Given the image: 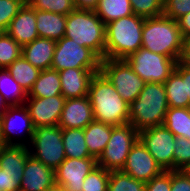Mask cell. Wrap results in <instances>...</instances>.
Segmentation results:
<instances>
[{
    "mask_svg": "<svg viewBox=\"0 0 190 191\" xmlns=\"http://www.w3.org/2000/svg\"><path fill=\"white\" fill-rule=\"evenodd\" d=\"M88 97L94 120L113 126L129 123V104L122 99L114 85L101 72L92 77Z\"/></svg>",
    "mask_w": 190,
    "mask_h": 191,
    "instance_id": "1",
    "label": "cell"
},
{
    "mask_svg": "<svg viewBox=\"0 0 190 191\" xmlns=\"http://www.w3.org/2000/svg\"><path fill=\"white\" fill-rule=\"evenodd\" d=\"M145 18L132 14L105 25V59H126L142 47Z\"/></svg>",
    "mask_w": 190,
    "mask_h": 191,
    "instance_id": "2",
    "label": "cell"
},
{
    "mask_svg": "<svg viewBox=\"0 0 190 191\" xmlns=\"http://www.w3.org/2000/svg\"><path fill=\"white\" fill-rule=\"evenodd\" d=\"M184 38L177 20L165 15L145 18L142 28V47L179 61Z\"/></svg>",
    "mask_w": 190,
    "mask_h": 191,
    "instance_id": "3",
    "label": "cell"
},
{
    "mask_svg": "<svg viewBox=\"0 0 190 191\" xmlns=\"http://www.w3.org/2000/svg\"><path fill=\"white\" fill-rule=\"evenodd\" d=\"M168 109L164 85L147 82L138 97L129 104V123L138 131L163 125Z\"/></svg>",
    "mask_w": 190,
    "mask_h": 191,
    "instance_id": "4",
    "label": "cell"
},
{
    "mask_svg": "<svg viewBox=\"0 0 190 191\" xmlns=\"http://www.w3.org/2000/svg\"><path fill=\"white\" fill-rule=\"evenodd\" d=\"M65 37L105 59V23L92 10L75 9L67 15Z\"/></svg>",
    "mask_w": 190,
    "mask_h": 191,
    "instance_id": "5",
    "label": "cell"
},
{
    "mask_svg": "<svg viewBox=\"0 0 190 191\" xmlns=\"http://www.w3.org/2000/svg\"><path fill=\"white\" fill-rule=\"evenodd\" d=\"M138 139L139 131L132 124L112 125L111 138L98 158L97 165L108 171L122 170L131 148Z\"/></svg>",
    "mask_w": 190,
    "mask_h": 191,
    "instance_id": "6",
    "label": "cell"
},
{
    "mask_svg": "<svg viewBox=\"0 0 190 191\" xmlns=\"http://www.w3.org/2000/svg\"><path fill=\"white\" fill-rule=\"evenodd\" d=\"M125 60L146 83L161 84L169 78L178 62L176 59L154 53L143 47L130 54Z\"/></svg>",
    "mask_w": 190,
    "mask_h": 191,
    "instance_id": "7",
    "label": "cell"
},
{
    "mask_svg": "<svg viewBox=\"0 0 190 191\" xmlns=\"http://www.w3.org/2000/svg\"><path fill=\"white\" fill-rule=\"evenodd\" d=\"M30 155L56 170L66 159L62 129L57 126L36 127L30 143Z\"/></svg>",
    "mask_w": 190,
    "mask_h": 191,
    "instance_id": "8",
    "label": "cell"
},
{
    "mask_svg": "<svg viewBox=\"0 0 190 191\" xmlns=\"http://www.w3.org/2000/svg\"><path fill=\"white\" fill-rule=\"evenodd\" d=\"M101 60L88 47H83L64 36L56 41L51 68L57 71L67 68H88L96 74L100 72Z\"/></svg>",
    "mask_w": 190,
    "mask_h": 191,
    "instance_id": "9",
    "label": "cell"
},
{
    "mask_svg": "<svg viewBox=\"0 0 190 191\" xmlns=\"http://www.w3.org/2000/svg\"><path fill=\"white\" fill-rule=\"evenodd\" d=\"M100 72L114 85L128 104L138 97L146 84L125 59H102Z\"/></svg>",
    "mask_w": 190,
    "mask_h": 191,
    "instance_id": "10",
    "label": "cell"
},
{
    "mask_svg": "<svg viewBox=\"0 0 190 191\" xmlns=\"http://www.w3.org/2000/svg\"><path fill=\"white\" fill-rule=\"evenodd\" d=\"M139 140L164 171L173 170L176 136L164 125L139 131Z\"/></svg>",
    "mask_w": 190,
    "mask_h": 191,
    "instance_id": "11",
    "label": "cell"
},
{
    "mask_svg": "<svg viewBox=\"0 0 190 191\" xmlns=\"http://www.w3.org/2000/svg\"><path fill=\"white\" fill-rule=\"evenodd\" d=\"M96 166L95 158H66L55 170V183L66 191H82L86 176Z\"/></svg>",
    "mask_w": 190,
    "mask_h": 191,
    "instance_id": "12",
    "label": "cell"
},
{
    "mask_svg": "<svg viewBox=\"0 0 190 191\" xmlns=\"http://www.w3.org/2000/svg\"><path fill=\"white\" fill-rule=\"evenodd\" d=\"M121 171L146 183L164 170L138 139L131 148Z\"/></svg>",
    "mask_w": 190,
    "mask_h": 191,
    "instance_id": "13",
    "label": "cell"
},
{
    "mask_svg": "<svg viewBox=\"0 0 190 191\" xmlns=\"http://www.w3.org/2000/svg\"><path fill=\"white\" fill-rule=\"evenodd\" d=\"M65 101L66 98L63 95L48 98L27 97L28 103L24 105L35 128L57 126Z\"/></svg>",
    "mask_w": 190,
    "mask_h": 191,
    "instance_id": "14",
    "label": "cell"
},
{
    "mask_svg": "<svg viewBox=\"0 0 190 191\" xmlns=\"http://www.w3.org/2000/svg\"><path fill=\"white\" fill-rule=\"evenodd\" d=\"M1 130L4 145L27 146V143L25 142H16L13 140V134L15 135L20 130L21 132L23 131L28 135L31 143L35 127L32 123L26 106H9L1 118Z\"/></svg>",
    "mask_w": 190,
    "mask_h": 191,
    "instance_id": "15",
    "label": "cell"
},
{
    "mask_svg": "<svg viewBox=\"0 0 190 191\" xmlns=\"http://www.w3.org/2000/svg\"><path fill=\"white\" fill-rule=\"evenodd\" d=\"M169 107L189 108L190 106V67L177 62L175 70L164 82Z\"/></svg>",
    "mask_w": 190,
    "mask_h": 191,
    "instance_id": "16",
    "label": "cell"
},
{
    "mask_svg": "<svg viewBox=\"0 0 190 191\" xmlns=\"http://www.w3.org/2000/svg\"><path fill=\"white\" fill-rule=\"evenodd\" d=\"M55 185V170L30 155L24 166L19 191H48Z\"/></svg>",
    "mask_w": 190,
    "mask_h": 191,
    "instance_id": "17",
    "label": "cell"
},
{
    "mask_svg": "<svg viewBox=\"0 0 190 191\" xmlns=\"http://www.w3.org/2000/svg\"><path fill=\"white\" fill-rule=\"evenodd\" d=\"M94 120L88 96L66 99L58 126L61 129H84Z\"/></svg>",
    "mask_w": 190,
    "mask_h": 191,
    "instance_id": "18",
    "label": "cell"
},
{
    "mask_svg": "<svg viewBox=\"0 0 190 191\" xmlns=\"http://www.w3.org/2000/svg\"><path fill=\"white\" fill-rule=\"evenodd\" d=\"M6 33L12 37L21 47L37 39L35 9L25 3L11 20Z\"/></svg>",
    "mask_w": 190,
    "mask_h": 191,
    "instance_id": "19",
    "label": "cell"
},
{
    "mask_svg": "<svg viewBox=\"0 0 190 191\" xmlns=\"http://www.w3.org/2000/svg\"><path fill=\"white\" fill-rule=\"evenodd\" d=\"M62 95L66 99L88 96L89 84L95 73L88 68H67L58 71Z\"/></svg>",
    "mask_w": 190,
    "mask_h": 191,
    "instance_id": "20",
    "label": "cell"
},
{
    "mask_svg": "<svg viewBox=\"0 0 190 191\" xmlns=\"http://www.w3.org/2000/svg\"><path fill=\"white\" fill-rule=\"evenodd\" d=\"M55 47L56 41L38 37L22 47V55L36 68L40 70L50 69Z\"/></svg>",
    "mask_w": 190,
    "mask_h": 191,
    "instance_id": "21",
    "label": "cell"
},
{
    "mask_svg": "<svg viewBox=\"0 0 190 191\" xmlns=\"http://www.w3.org/2000/svg\"><path fill=\"white\" fill-rule=\"evenodd\" d=\"M38 36L58 41L65 35L67 15L35 10Z\"/></svg>",
    "mask_w": 190,
    "mask_h": 191,
    "instance_id": "22",
    "label": "cell"
},
{
    "mask_svg": "<svg viewBox=\"0 0 190 191\" xmlns=\"http://www.w3.org/2000/svg\"><path fill=\"white\" fill-rule=\"evenodd\" d=\"M112 125L93 120L84 128L89 154L98 160L111 138Z\"/></svg>",
    "mask_w": 190,
    "mask_h": 191,
    "instance_id": "23",
    "label": "cell"
},
{
    "mask_svg": "<svg viewBox=\"0 0 190 191\" xmlns=\"http://www.w3.org/2000/svg\"><path fill=\"white\" fill-rule=\"evenodd\" d=\"M29 156L28 146L4 145L0 148V168L7 174L23 175Z\"/></svg>",
    "mask_w": 190,
    "mask_h": 191,
    "instance_id": "24",
    "label": "cell"
},
{
    "mask_svg": "<svg viewBox=\"0 0 190 191\" xmlns=\"http://www.w3.org/2000/svg\"><path fill=\"white\" fill-rule=\"evenodd\" d=\"M57 95H62L58 71L52 68L41 70L38 79L28 93V97L48 98Z\"/></svg>",
    "mask_w": 190,
    "mask_h": 191,
    "instance_id": "25",
    "label": "cell"
},
{
    "mask_svg": "<svg viewBox=\"0 0 190 191\" xmlns=\"http://www.w3.org/2000/svg\"><path fill=\"white\" fill-rule=\"evenodd\" d=\"M62 140L66 158H93L84 139V129H62Z\"/></svg>",
    "mask_w": 190,
    "mask_h": 191,
    "instance_id": "26",
    "label": "cell"
},
{
    "mask_svg": "<svg viewBox=\"0 0 190 191\" xmlns=\"http://www.w3.org/2000/svg\"><path fill=\"white\" fill-rule=\"evenodd\" d=\"M94 11L105 25L133 14L130 0H99Z\"/></svg>",
    "mask_w": 190,
    "mask_h": 191,
    "instance_id": "27",
    "label": "cell"
},
{
    "mask_svg": "<svg viewBox=\"0 0 190 191\" xmlns=\"http://www.w3.org/2000/svg\"><path fill=\"white\" fill-rule=\"evenodd\" d=\"M7 70L28 94L34 82L38 79L41 70L29 63L23 55L13 61Z\"/></svg>",
    "mask_w": 190,
    "mask_h": 191,
    "instance_id": "28",
    "label": "cell"
},
{
    "mask_svg": "<svg viewBox=\"0 0 190 191\" xmlns=\"http://www.w3.org/2000/svg\"><path fill=\"white\" fill-rule=\"evenodd\" d=\"M0 93L9 106L24 105L28 97L7 68H0Z\"/></svg>",
    "mask_w": 190,
    "mask_h": 191,
    "instance_id": "29",
    "label": "cell"
},
{
    "mask_svg": "<svg viewBox=\"0 0 190 191\" xmlns=\"http://www.w3.org/2000/svg\"><path fill=\"white\" fill-rule=\"evenodd\" d=\"M163 125L176 137L190 138V111L189 108L169 107Z\"/></svg>",
    "mask_w": 190,
    "mask_h": 191,
    "instance_id": "30",
    "label": "cell"
},
{
    "mask_svg": "<svg viewBox=\"0 0 190 191\" xmlns=\"http://www.w3.org/2000/svg\"><path fill=\"white\" fill-rule=\"evenodd\" d=\"M107 191H145V183L119 171H110Z\"/></svg>",
    "mask_w": 190,
    "mask_h": 191,
    "instance_id": "31",
    "label": "cell"
},
{
    "mask_svg": "<svg viewBox=\"0 0 190 191\" xmlns=\"http://www.w3.org/2000/svg\"><path fill=\"white\" fill-rule=\"evenodd\" d=\"M22 55V47L6 32H0V68H7Z\"/></svg>",
    "mask_w": 190,
    "mask_h": 191,
    "instance_id": "32",
    "label": "cell"
},
{
    "mask_svg": "<svg viewBox=\"0 0 190 191\" xmlns=\"http://www.w3.org/2000/svg\"><path fill=\"white\" fill-rule=\"evenodd\" d=\"M33 9L68 15L76 9L74 0H28Z\"/></svg>",
    "mask_w": 190,
    "mask_h": 191,
    "instance_id": "33",
    "label": "cell"
},
{
    "mask_svg": "<svg viewBox=\"0 0 190 191\" xmlns=\"http://www.w3.org/2000/svg\"><path fill=\"white\" fill-rule=\"evenodd\" d=\"M110 171L97 165L86 176L82 185V191H107Z\"/></svg>",
    "mask_w": 190,
    "mask_h": 191,
    "instance_id": "34",
    "label": "cell"
},
{
    "mask_svg": "<svg viewBox=\"0 0 190 191\" xmlns=\"http://www.w3.org/2000/svg\"><path fill=\"white\" fill-rule=\"evenodd\" d=\"M173 155V170H189L190 138L176 137Z\"/></svg>",
    "mask_w": 190,
    "mask_h": 191,
    "instance_id": "35",
    "label": "cell"
},
{
    "mask_svg": "<svg viewBox=\"0 0 190 191\" xmlns=\"http://www.w3.org/2000/svg\"><path fill=\"white\" fill-rule=\"evenodd\" d=\"M133 14L144 17L163 15V0H130Z\"/></svg>",
    "mask_w": 190,
    "mask_h": 191,
    "instance_id": "36",
    "label": "cell"
},
{
    "mask_svg": "<svg viewBox=\"0 0 190 191\" xmlns=\"http://www.w3.org/2000/svg\"><path fill=\"white\" fill-rule=\"evenodd\" d=\"M25 3L24 0H0V32H6L11 20Z\"/></svg>",
    "mask_w": 190,
    "mask_h": 191,
    "instance_id": "37",
    "label": "cell"
},
{
    "mask_svg": "<svg viewBox=\"0 0 190 191\" xmlns=\"http://www.w3.org/2000/svg\"><path fill=\"white\" fill-rule=\"evenodd\" d=\"M190 12V0H163V15L178 20Z\"/></svg>",
    "mask_w": 190,
    "mask_h": 191,
    "instance_id": "38",
    "label": "cell"
},
{
    "mask_svg": "<svg viewBox=\"0 0 190 191\" xmlns=\"http://www.w3.org/2000/svg\"><path fill=\"white\" fill-rule=\"evenodd\" d=\"M170 191H190L189 170H171Z\"/></svg>",
    "mask_w": 190,
    "mask_h": 191,
    "instance_id": "39",
    "label": "cell"
},
{
    "mask_svg": "<svg viewBox=\"0 0 190 191\" xmlns=\"http://www.w3.org/2000/svg\"><path fill=\"white\" fill-rule=\"evenodd\" d=\"M171 170L163 171L160 175L145 183V191H170Z\"/></svg>",
    "mask_w": 190,
    "mask_h": 191,
    "instance_id": "40",
    "label": "cell"
},
{
    "mask_svg": "<svg viewBox=\"0 0 190 191\" xmlns=\"http://www.w3.org/2000/svg\"><path fill=\"white\" fill-rule=\"evenodd\" d=\"M22 176L7 174L0 168V191H19Z\"/></svg>",
    "mask_w": 190,
    "mask_h": 191,
    "instance_id": "41",
    "label": "cell"
},
{
    "mask_svg": "<svg viewBox=\"0 0 190 191\" xmlns=\"http://www.w3.org/2000/svg\"><path fill=\"white\" fill-rule=\"evenodd\" d=\"M177 21L183 38H190V12L180 17Z\"/></svg>",
    "mask_w": 190,
    "mask_h": 191,
    "instance_id": "42",
    "label": "cell"
},
{
    "mask_svg": "<svg viewBox=\"0 0 190 191\" xmlns=\"http://www.w3.org/2000/svg\"><path fill=\"white\" fill-rule=\"evenodd\" d=\"M179 63L190 67V38L184 39Z\"/></svg>",
    "mask_w": 190,
    "mask_h": 191,
    "instance_id": "43",
    "label": "cell"
},
{
    "mask_svg": "<svg viewBox=\"0 0 190 191\" xmlns=\"http://www.w3.org/2000/svg\"><path fill=\"white\" fill-rule=\"evenodd\" d=\"M99 0H74L76 9L94 11Z\"/></svg>",
    "mask_w": 190,
    "mask_h": 191,
    "instance_id": "44",
    "label": "cell"
},
{
    "mask_svg": "<svg viewBox=\"0 0 190 191\" xmlns=\"http://www.w3.org/2000/svg\"><path fill=\"white\" fill-rule=\"evenodd\" d=\"M8 107H9V105L5 101V99L2 96V94L0 93V119L5 114V111L7 110Z\"/></svg>",
    "mask_w": 190,
    "mask_h": 191,
    "instance_id": "45",
    "label": "cell"
},
{
    "mask_svg": "<svg viewBox=\"0 0 190 191\" xmlns=\"http://www.w3.org/2000/svg\"><path fill=\"white\" fill-rule=\"evenodd\" d=\"M48 191H66L63 187L55 185L52 188H50Z\"/></svg>",
    "mask_w": 190,
    "mask_h": 191,
    "instance_id": "46",
    "label": "cell"
},
{
    "mask_svg": "<svg viewBox=\"0 0 190 191\" xmlns=\"http://www.w3.org/2000/svg\"><path fill=\"white\" fill-rule=\"evenodd\" d=\"M4 146L3 137H2V130H1V119H0V148Z\"/></svg>",
    "mask_w": 190,
    "mask_h": 191,
    "instance_id": "47",
    "label": "cell"
}]
</instances>
